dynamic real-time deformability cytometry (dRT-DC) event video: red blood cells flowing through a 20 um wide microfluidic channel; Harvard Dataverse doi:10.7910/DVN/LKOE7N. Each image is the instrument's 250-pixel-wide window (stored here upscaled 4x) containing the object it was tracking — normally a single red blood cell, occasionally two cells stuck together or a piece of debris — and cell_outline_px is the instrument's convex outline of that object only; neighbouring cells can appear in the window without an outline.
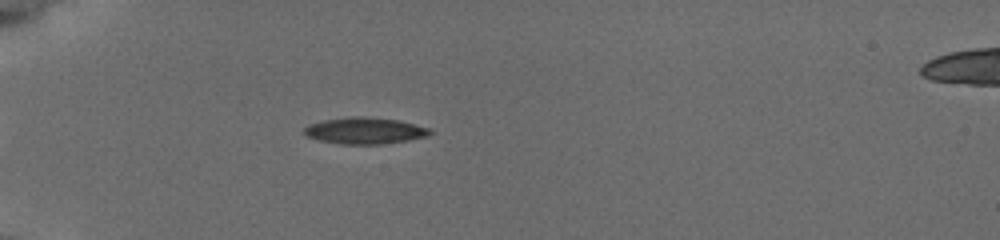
{"species": "common noctule bat (a hibernating species)", "species_latin": "Nyctalus noctula", "temperature_condition": "cold", "stored_images_in_passage": 94, "camera_frame_rate_fps": 3000, "um_per_image_px": 0.085, "animal": {"sex": "female", "body_mass_g": 19.5, "forearm_length_mm": 54.1}, "frame": {"image": 1, "passage_image": 24, "time_ms": 4.333, "image_size_px": [1000, 240], "cell_outline_px": [[432, 132], [428, 136], [408, 140], [380, 144], [340, 144], [320, 140], [308, 136], [304, 132], [304, 128], [308, 124], [324, 120], [348, 116], [364, 116], [400, 120], [428, 128]], "centroid_in_image_um": [31.0, 11.1], "position_along_channel_um": 54.0, "area_um2": 19.36}}
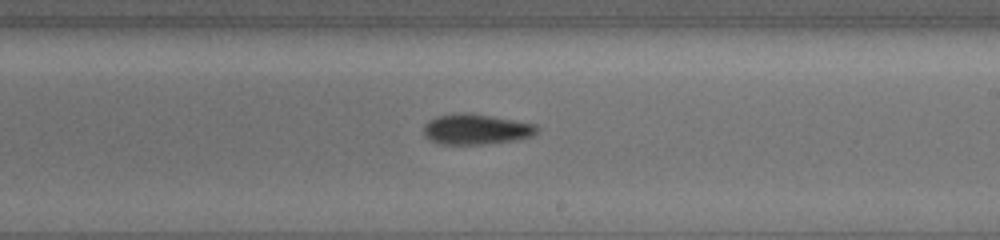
{"frame": {"image": 2, "passage_image": 46, "time_ms": 10.0, "image_size_px": [1000, 240], "cell_outline_px": [[536, 132], [532, 136], [516, 140], [484, 144], [436, 144], [428, 140], [424, 136], [424, 124], [428, 120], [436, 116], [468, 112], [536, 124]], "centroid_in_image_um": [40.4, 10.99], "position_along_channel_um": 248.6, "area_um2": 20.11}}
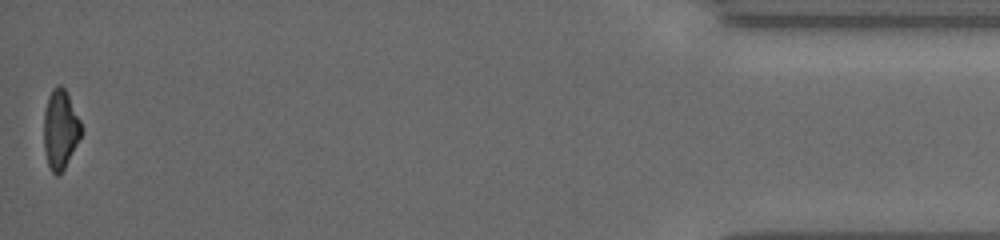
{"frame": {"image": 3, "passage_image": 93, "time_ms": 16.667, "image_size_px": [1000, 240], "cell_outline_px": [[80, 136], [64, 168], [56, 176], [52, 172], [48, 164], [44, 148], [44, 112], [48, 96], [52, 88], [60, 84], [64, 88], [80, 120]], "centroid_in_image_um": [5.09, 10.97], "position_along_channel_um": 430.1, "area_um2": 16.76}, "authors_computed_cell_mechanics": {"area_um2": 18.8428, "velocity_mm_per_s": 3.842, "shape_relaxation_time_tau1_ms": 3.8314, "shape_relaxation_time_tau2_ms": 6.2345, "deformation_change_tau1": 0.1187, "deformation_change_tau2": 0.1259}}